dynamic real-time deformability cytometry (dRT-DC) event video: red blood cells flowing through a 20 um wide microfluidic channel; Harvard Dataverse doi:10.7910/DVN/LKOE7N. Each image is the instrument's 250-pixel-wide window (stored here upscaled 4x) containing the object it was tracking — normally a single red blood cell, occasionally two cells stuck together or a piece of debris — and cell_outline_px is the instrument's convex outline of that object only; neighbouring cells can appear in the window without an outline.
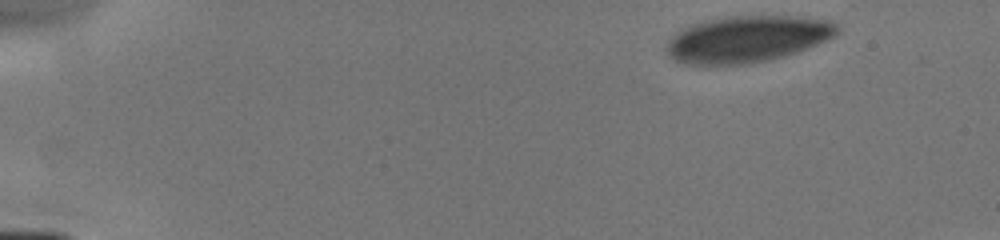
{"species": "human", "species_latin": "Homo sapiens", "temperature_condition": "cold", "stored_images_in_passage": 5, "camera_frame_rate_fps": 3000, "um_per_image_px": 0.085, "donor": {"sex": "male"}, "frame": {"image": 1, "passage_image": 1, "time_ms": 0.0, "image_size_px": [1000, 240], "cell_outline_px": [[840, 32], [836, 36], [808, 48], [784, 56], [744, 64], [684, 64], [672, 60], [668, 56], [664, 48], [668, 40], [676, 32], [692, 24], [704, 20], [728, 16], [800, 16], [832, 20], [840, 24]], "centroid_in_image_um": [63.54, 3.3], "position_along_channel_um": 21.5, "area_um2": 46.76}}
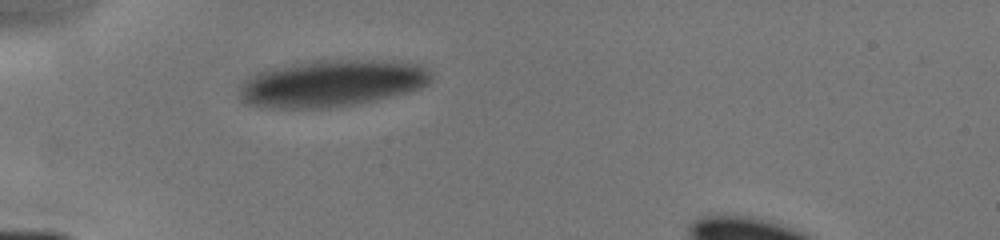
{"frame": {"image": 2, "passage_image": 5, "time_ms": 3.333, "image_size_px": [1000, 240], "cell_outline_px": [[432, 80], [428, 84], [420, 88], [408, 92], [376, 100], [328, 108], [268, 108], [244, 104], [236, 96], [244, 80], [248, 76], [256, 72], [272, 68], [292, 64], [316, 60], [372, 60], [420, 64], [428, 68], [432, 72]], "centroid_in_image_um": [28.16, 7.09], "position_along_channel_um": 56.8, "area_um2": 52.77}}